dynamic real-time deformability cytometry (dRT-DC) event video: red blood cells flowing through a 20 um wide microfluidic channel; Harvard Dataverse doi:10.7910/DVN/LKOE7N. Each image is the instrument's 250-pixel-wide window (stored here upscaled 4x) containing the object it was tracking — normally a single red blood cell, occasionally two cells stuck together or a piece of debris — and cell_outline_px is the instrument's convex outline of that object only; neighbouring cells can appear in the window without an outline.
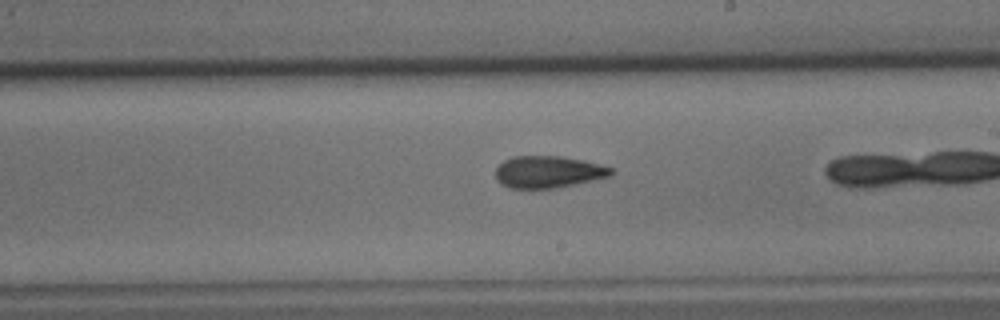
{"species": "common noctule bat (a hibernating species)", "species_latin": "Nyctalus noctula", "temperature_condition": "cold", "stored_images_in_passage": 45, "camera_frame_rate_fps": 3000, "um_per_image_px": 0.085, "animal": {"sex": "male", "body_mass_g": 15.6}, "frame": {"image": 1, "passage_image": 27, "time_ms": 8.667, "image_size_px": [1000, 320], "cell_outline_px": [[612, 176], [576, 184], [556, 188], [508, 188], [500, 184], [496, 180], [496, 168], [504, 160], [512, 156], [560, 156], [600, 164], [612, 168]], "centroid_in_image_um": [46.57, 14.62], "position_along_channel_um": 242.4, "area_um2": 21.56}}
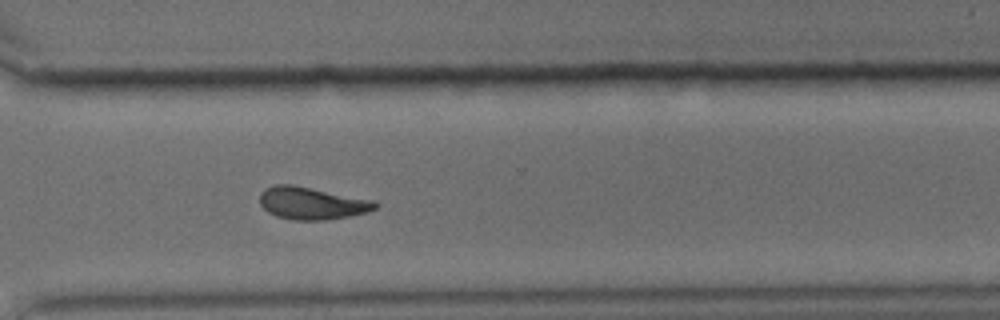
{"frame": {"image": 2, "passage_image": 36, "time_ms": 11.667, "image_size_px": [1000, 320], "cell_outline_px": [[380, 204], [376, 208], [368, 212], [352, 216], [328, 220], [292, 220], [276, 216], [268, 212], [260, 204], [260, 192], [264, 188], [276, 184], [292, 184], [376, 200]], "centroid_in_image_um": [26.54, 17.27], "position_along_channel_um": 344.1, "area_um2": 22.2}}
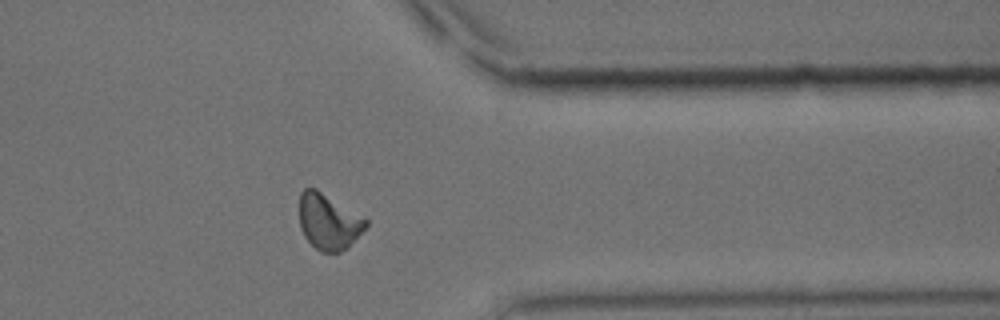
{"frame": {"image": 3, "passage_image": 40, "time_ms": 13.0, "image_size_px": [1000, 320], "cell_outline_px": [[368, 224], [348, 248], [340, 252], [320, 252], [304, 236], [300, 228], [300, 192], [304, 188], [316, 188], [368, 220]], "centroid_in_image_um": [27.92, 18.85], "position_along_channel_um": 383.5, "area_um2": 21.44}}